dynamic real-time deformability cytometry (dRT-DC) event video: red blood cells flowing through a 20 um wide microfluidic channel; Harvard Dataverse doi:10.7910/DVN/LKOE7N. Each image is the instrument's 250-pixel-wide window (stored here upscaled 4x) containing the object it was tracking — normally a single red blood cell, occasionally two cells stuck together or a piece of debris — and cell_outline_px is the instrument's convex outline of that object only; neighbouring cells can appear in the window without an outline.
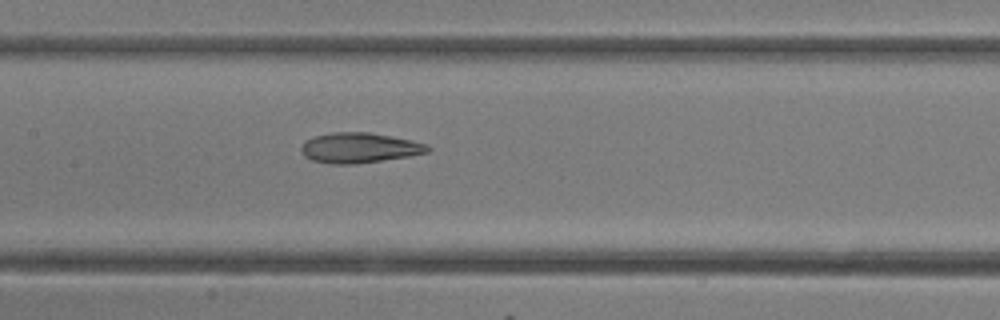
{"species": "common noctule bat (a hibernating species)", "species_latin": "Nyctalus noctula", "temperature_condition": "room temperature", "stored_images_in_passage": 17, "camera_frame_rate_fps": 3000, "um_per_image_px": 0.085, "animal": {"sex": "female"}, "frame": {"image": 1, "passage_image": 15, "time_ms": 4.667, "image_size_px": [1000, 320], "cell_outline_px": [[432, 148], [428, 152], [408, 156], [356, 164], [328, 164], [312, 160], [304, 156], [300, 152], [300, 148], [308, 140], [316, 136], [332, 132], [368, 132], [412, 140], [428, 144]], "centroid_in_image_um": [30.55, 12.57], "position_along_channel_um": 176.8, "area_um2": 22.2}}
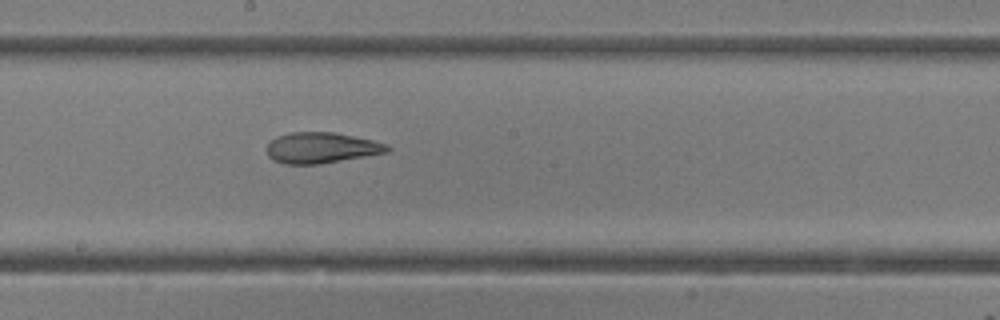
{"frame": {"image": 2, "passage_image": 17, "time_ms": 5.333, "image_size_px": [1000, 320], "cell_outline_px": [[392, 148], [388, 152], [320, 164], [284, 164], [272, 160], [268, 156], [264, 148], [276, 136], [288, 132], [336, 132], [372, 140], [388, 144]], "centroid_in_image_um": [27.28, 12.56], "position_along_channel_um": 220.9, "area_um2": 21.91}}